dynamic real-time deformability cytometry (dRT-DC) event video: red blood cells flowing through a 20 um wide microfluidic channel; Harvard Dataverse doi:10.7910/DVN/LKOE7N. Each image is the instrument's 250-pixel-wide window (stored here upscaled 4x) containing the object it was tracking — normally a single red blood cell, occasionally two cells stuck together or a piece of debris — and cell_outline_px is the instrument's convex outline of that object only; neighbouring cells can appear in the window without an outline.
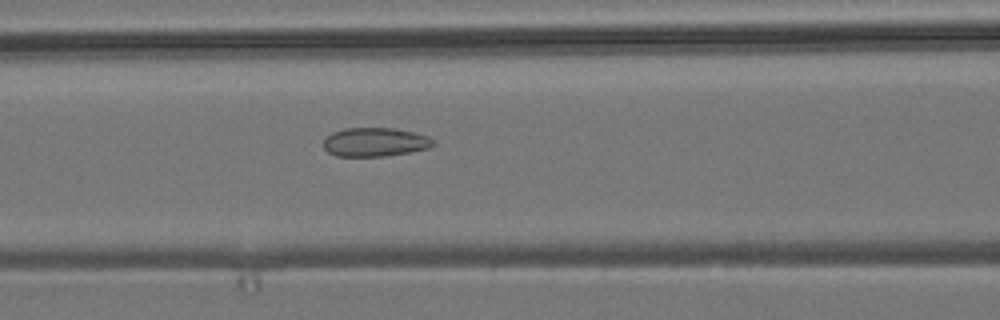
{"species": "common noctule bat (a hibernating species)", "species_latin": "Nyctalus noctula", "temperature_condition": "room temperature", "stored_images_in_passage": 53, "camera_frame_rate_fps": 3000, "um_per_image_px": 0.085, "animal": {"sex": "male", "body_mass_g": 19.2, "forearm_length_mm": 51.8}, "frame": {"image": 1, "passage_image": 22, "time_ms": 7.0, "image_size_px": [1000, 320], "cell_outline_px": [[436, 144], [428, 148], [412, 152], [384, 156], [336, 156], [328, 152], [324, 148], [324, 140], [332, 132], [344, 128], [396, 128], [428, 136], [436, 140]], "centroid_in_image_um": [31.91, 12.08], "position_along_channel_um": 134.7, "area_um2": 18.55}}
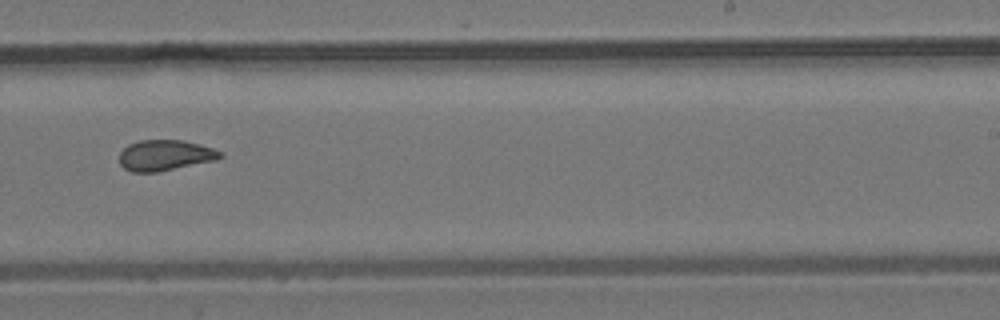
{"frame": {"image": 2, "passage_image": 33, "time_ms": 10.667, "image_size_px": [1000, 320], "cell_outline_px": [[224, 156], [216, 160], [156, 172], [132, 172], [124, 168], [120, 164], [120, 152], [128, 144], [140, 140], [184, 140], [200, 144], [224, 152]], "centroid_in_image_um": [14.05, 13.19], "position_along_channel_um": 275.0, "area_um2": 18.09}}
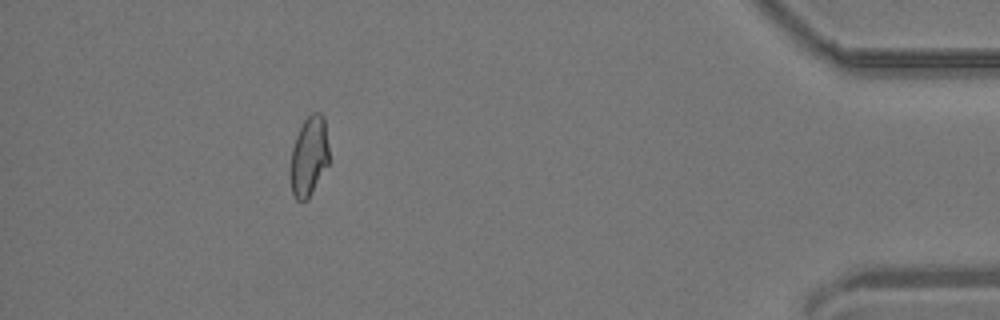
{"frame": {"image": 3, "passage_image": 48, "time_ms": 15.667, "image_size_px": [1000, 320], "cell_outline_px": [[328, 164], [308, 200], [296, 200], [292, 192], [288, 172], [292, 148], [296, 136], [304, 120], [312, 112], [320, 112], [324, 116], [328, 148]], "centroid_in_image_um": [26.23, 13.3], "position_along_channel_um": 409.0, "area_um2": 18.15}, "authors_computed_cell_mechanics": {"area_um2": 18.785, "velocity_mm_per_s": 3.8339, "shape_relaxation_time_tau1_ms": null, "shape_relaxation_time_tau2_ms": 1.5887, "deformation_change_tau1": null, "deformation_change_tau2": 0.0803}}